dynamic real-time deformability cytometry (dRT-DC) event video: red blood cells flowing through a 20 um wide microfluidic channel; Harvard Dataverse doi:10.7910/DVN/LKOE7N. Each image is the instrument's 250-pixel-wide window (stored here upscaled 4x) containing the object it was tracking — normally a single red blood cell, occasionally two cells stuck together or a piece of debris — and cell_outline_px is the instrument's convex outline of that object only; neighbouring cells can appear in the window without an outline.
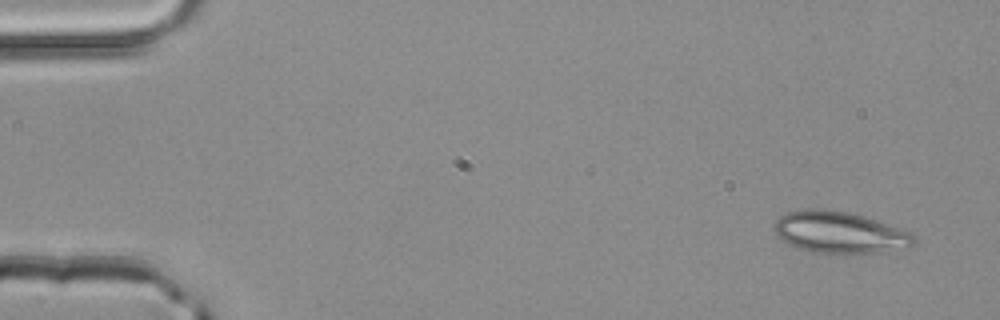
{"species": "common noctule bat (a hibernating species)", "species_latin": "Nyctalus noctula", "temperature_condition": "room temperature", "stored_images_in_passage": 4, "camera_frame_rate_fps": 3000, "um_per_image_px": 0.085, "animal": {"sex": "male", "body_mass_g": 20.4}, "frame": {"image": 1, "passage_image": 1, "time_ms": 0.0, "image_size_px": [1000, 320], "cell_outline_px": [[916, 236], [912, 244], [908, 248], [880, 252], [812, 252], [796, 248], [780, 240], [776, 236], [772, 228], [772, 224], [780, 216], [788, 212], [804, 208], [816, 208], [848, 212], [864, 216], [908, 232]], "centroid_in_image_um": [71.27, 19.74], "position_along_channel_um": 13.7, "area_um2": 33.7}}